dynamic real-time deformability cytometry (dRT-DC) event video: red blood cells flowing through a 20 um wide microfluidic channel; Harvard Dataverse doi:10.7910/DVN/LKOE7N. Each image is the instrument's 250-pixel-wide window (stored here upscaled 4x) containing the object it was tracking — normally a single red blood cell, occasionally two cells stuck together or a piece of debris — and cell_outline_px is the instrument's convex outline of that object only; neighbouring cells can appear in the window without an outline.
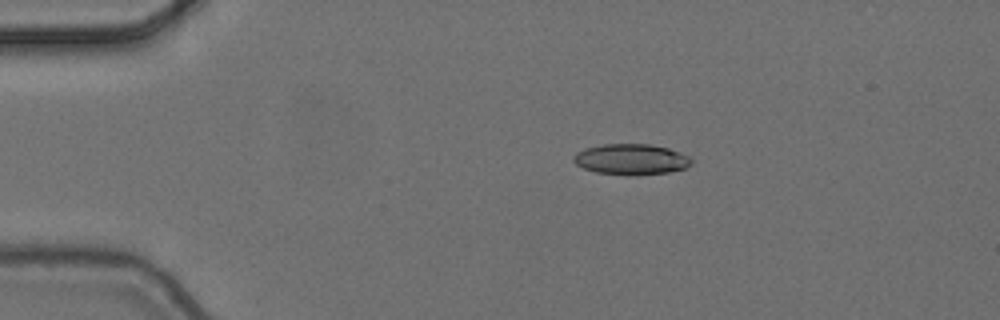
{"species": "common noctule bat (a hibernating species)", "species_latin": "Nyctalus noctula", "temperature_condition": "cold", "stored_images_in_passage": 5, "camera_frame_rate_fps": 3000, "um_per_image_px": 0.085, "animal": {"sex": "female", "body_mass_g": 24.6, "forearm_length_mm": 56.2}, "frame": {"image": 1, "passage_image": 2, "time_ms": 0.333, "image_size_px": [1000, 320], "cell_outline_px": [[692, 164], [684, 168], [668, 172], [628, 176], [596, 172], [584, 168], [576, 164], [572, 160], [572, 156], [576, 152], [584, 148], [604, 144], [652, 144], [668, 148], [688, 156], [692, 160]], "centroid_in_image_um": [53.61, 13.54], "position_along_channel_um": 31.4, "area_um2": 21.21}}
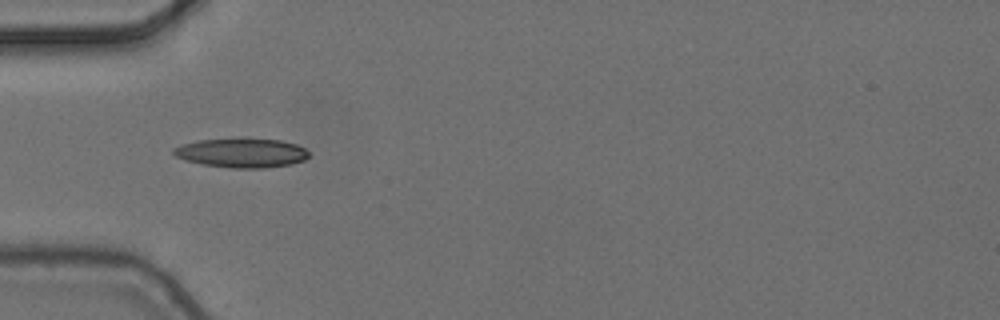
{"frame": {"image": 2, "passage_image": 4, "time_ms": 1.0, "image_size_px": [1000, 320], "cell_outline_px": [[308, 156], [304, 160], [292, 164], [264, 168], [232, 168], [204, 164], [184, 160], [176, 156], [172, 152], [172, 148], [184, 144], [200, 140], [280, 140], [296, 144], [304, 148], [308, 152]], "centroid_in_image_um": [20.55, 13.02], "position_along_channel_um": 64.5, "area_um2": 22.43}}
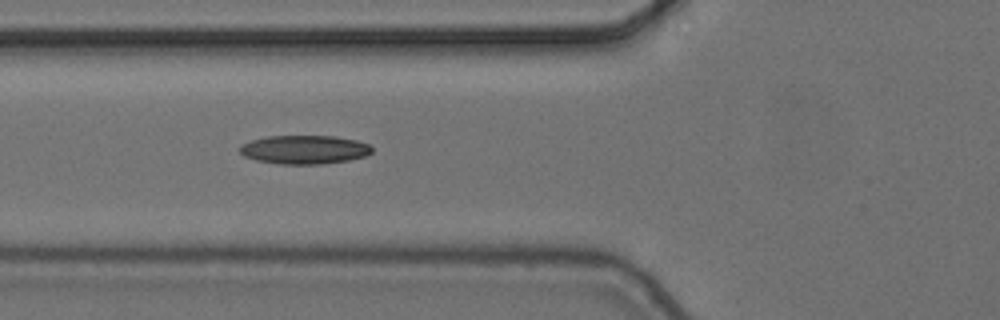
{"frame": {"image": 3, "passage_image": 5, "time_ms": 1.333, "image_size_px": [1000, 320], "cell_outline_px": [[372, 152], [364, 156], [348, 160], [320, 164], [276, 164], [256, 160], [244, 156], [240, 152], [240, 144], [252, 140], [268, 136], [336, 136], [356, 140], [368, 144], [372, 148]], "centroid_in_image_um": [25.85, 12.71], "position_along_channel_um": 100.0, "area_um2": 22.08}}